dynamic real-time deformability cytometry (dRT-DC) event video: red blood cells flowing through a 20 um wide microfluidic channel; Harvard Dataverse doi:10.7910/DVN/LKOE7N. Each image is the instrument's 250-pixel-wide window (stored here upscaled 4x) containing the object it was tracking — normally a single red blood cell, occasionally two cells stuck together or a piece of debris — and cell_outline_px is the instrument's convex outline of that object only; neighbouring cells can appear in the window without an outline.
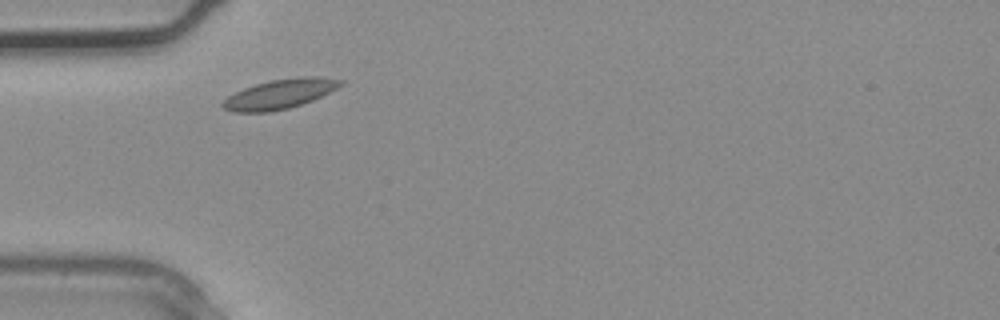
{"species": "common noctule bat (a hibernating species)", "species_latin": "Nyctalus noctula", "temperature_condition": "warm", "stored_images_in_passage": 1, "camera_frame_rate_fps": 3000, "um_per_image_px": 0.085, "animal": {"sex": "male", "body_mass_g": 20.4}, "frame": {"image": 1, "passage_image": 1, "time_ms": 0.0, "image_size_px": [1000, 320], "cell_outline_px": [[344, 84], [312, 100], [288, 108], [268, 112], [232, 112], [224, 108], [220, 104], [228, 96], [244, 88], [256, 84], [272, 80], [300, 76], [320, 76], [344, 80]], "centroid_in_image_um": [23.79, 7.98], "position_along_channel_um": 61.2, "area_um2": 20.11}}